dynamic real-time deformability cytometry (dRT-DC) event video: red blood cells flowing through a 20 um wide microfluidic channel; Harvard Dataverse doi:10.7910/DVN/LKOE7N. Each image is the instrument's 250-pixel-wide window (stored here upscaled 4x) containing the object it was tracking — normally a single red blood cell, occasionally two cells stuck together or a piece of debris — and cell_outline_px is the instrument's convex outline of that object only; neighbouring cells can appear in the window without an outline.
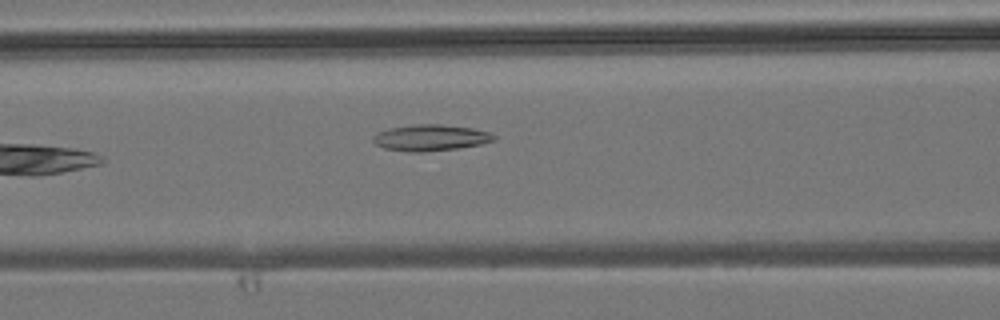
{"species": "common noctule bat (a hibernating species)", "species_latin": "Nyctalus noctula", "temperature_condition": "room temperature", "stored_images_in_passage": 7, "camera_frame_rate_fps": 3000, "um_per_image_px": 0.085, "animal": {"sex": "male", "body_mass_g": 19.2, "forearm_length_mm": 51.8}, "frame": {"image": 1, "passage_image": 7, "time_ms": 7.0, "image_size_px": [1000, 320], "cell_outline_px": [[496, 140], [480, 144], [460, 148], [420, 152], [408, 152], [384, 148], [376, 144], [372, 140], [372, 136], [388, 128], [416, 124], [440, 124], [472, 128], [488, 132], [496, 136]], "centroid_in_image_um": [36.59, 11.71], "position_along_channel_um": 130.0, "area_um2": 18.44}}